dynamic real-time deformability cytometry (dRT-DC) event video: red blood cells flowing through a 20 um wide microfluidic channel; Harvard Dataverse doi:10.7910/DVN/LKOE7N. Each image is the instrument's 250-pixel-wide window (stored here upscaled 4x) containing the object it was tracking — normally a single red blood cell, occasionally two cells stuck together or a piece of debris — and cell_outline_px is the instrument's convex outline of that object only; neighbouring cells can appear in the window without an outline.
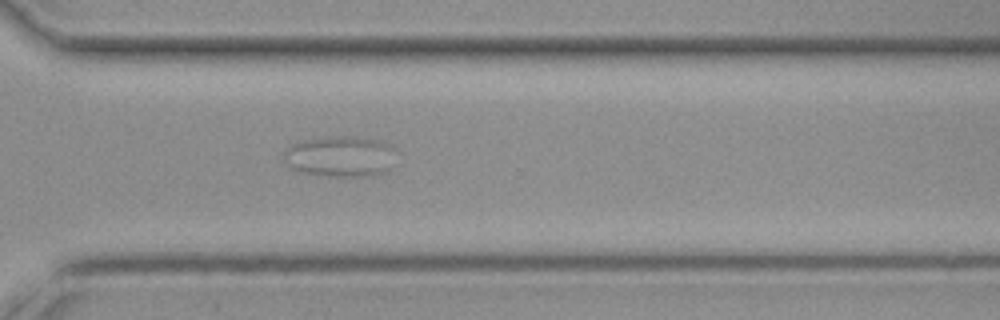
{"species": "common noctule bat (a hibernating species)", "species_latin": "Nyctalus noctula", "temperature_condition": "cold", "stored_images_in_passage": 46, "segment_of_instrument_passage": [2, 3], "camera_frame_rate_fps": 3000, "um_per_image_px": 0.085, "animal": {"sex": "female", "body_mass_g": 19.3, "forearm_length_mm": 54.1}, "frame": {"image": 1, "passage_image": 35, "time_ms": 11.333, "image_size_px": [1000, 320], "cell_outline_px": [[392, 168], [376, 176], [328, 176], [296, 172], [288, 168], [284, 164], [284, 148], [300, 140], [328, 136], [344, 136], [376, 140], [392, 148]], "centroid_in_image_um": [28.8, 13.32], "position_along_channel_um": 341.8, "area_um2": 26.93}}
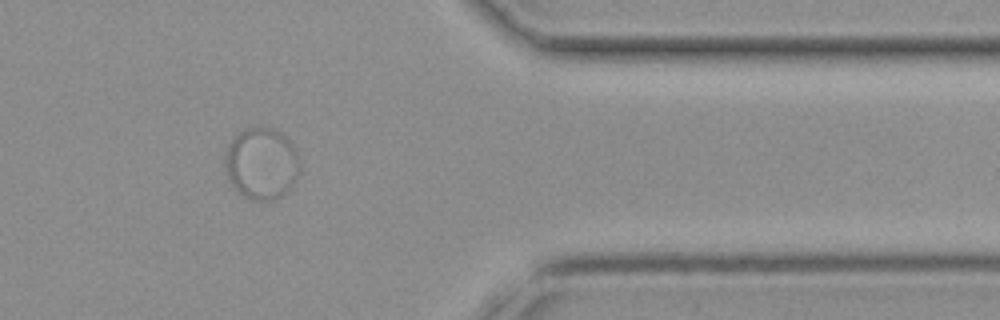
{"frame": {"image": 2, "passage_image": 40, "time_ms": 13.0, "image_size_px": [1000, 320], "cell_outline_px": [[300, 172], [296, 180], [288, 192], [276, 200], [252, 200], [236, 192], [228, 180], [224, 164], [224, 152], [232, 140], [244, 128], [260, 124], [276, 128], [296, 148], [300, 160]], "centroid_in_image_um": [22.24, 13.89], "position_along_channel_um": 389.2, "area_um2": 32.31}}